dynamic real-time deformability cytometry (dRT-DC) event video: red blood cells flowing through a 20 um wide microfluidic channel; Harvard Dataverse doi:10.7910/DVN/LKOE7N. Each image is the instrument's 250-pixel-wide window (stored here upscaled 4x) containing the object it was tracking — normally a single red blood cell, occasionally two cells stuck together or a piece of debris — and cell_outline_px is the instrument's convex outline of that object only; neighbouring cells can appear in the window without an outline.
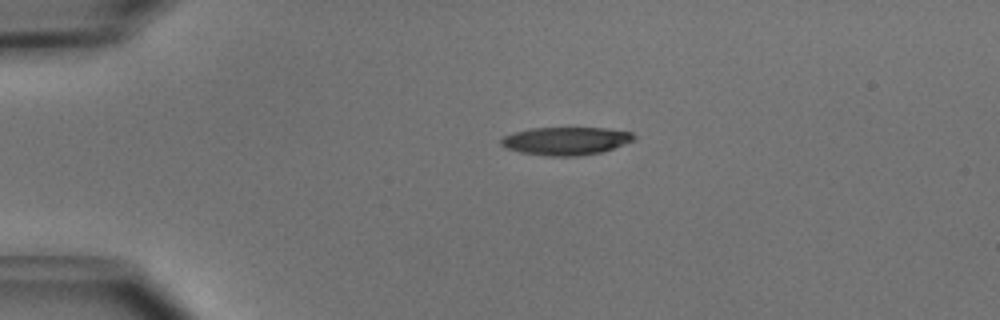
{"species": "common noctule bat (a hibernating species)", "species_latin": "Nyctalus noctula", "temperature_condition": "cold", "stored_images_in_passage": 40, "camera_frame_rate_fps": 3000, "um_per_image_px": 0.085, "animal": {"sex": "male", "body_mass_g": 15.6}, "frame": {"image": 1, "passage_image": 1, "time_ms": 0.0, "image_size_px": [1000, 320], "cell_outline_px": [[636, 136], [632, 140], [612, 148], [600, 152], [576, 156], [548, 156], [520, 152], [504, 148], [500, 144], [500, 140], [504, 136], [516, 132], [532, 128], [604, 128], [632, 132]], "centroid_in_image_um": [48.05, 11.98], "position_along_channel_um": 36.9, "area_um2": 21.39}}
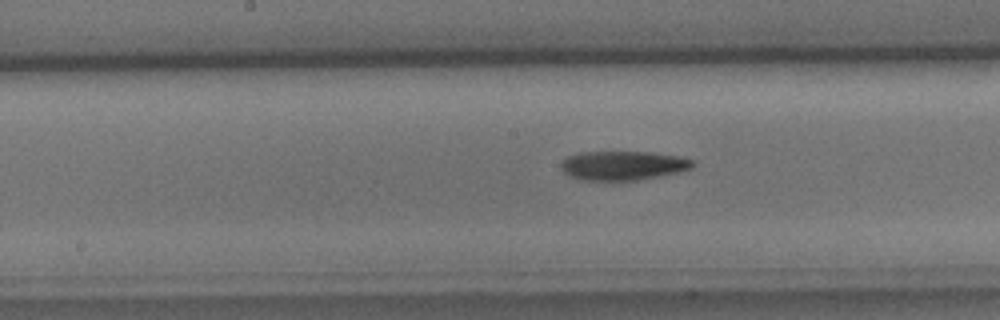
{"frame": {"image": 2, "passage_image": 16, "time_ms": 5.0, "image_size_px": [1000, 320], "cell_outline_px": [[696, 164], [692, 168], [676, 172], [636, 180], [580, 180], [564, 172], [560, 168], [560, 164], [568, 156], [580, 152], [652, 152], [676, 156], [692, 160]], "centroid_in_image_um": [52.92, 14.06], "position_along_channel_um": 195.3, "area_um2": 22.08}}
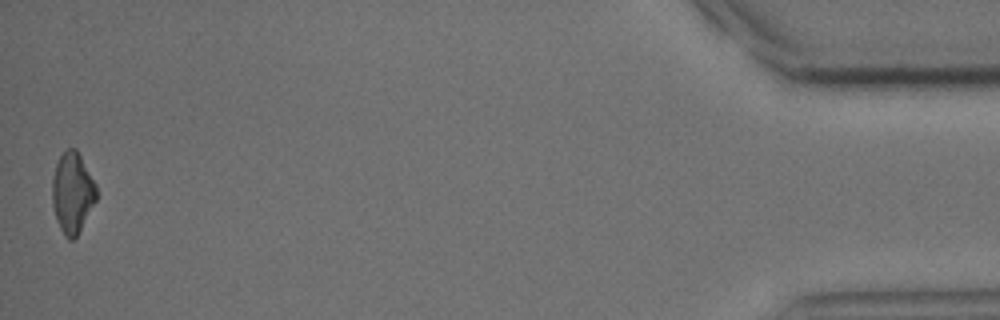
{"frame": {"image": 3, "passage_image": 40, "time_ms": 13.0, "image_size_px": [1000, 320], "cell_outline_px": [[96, 200], [76, 236], [72, 240], [68, 240], [64, 236], [56, 220], [52, 204], [52, 180], [56, 164], [60, 156], [68, 148], [76, 148], [96, 184]], "centroid_in_image_um": [6.14, 16.38], "position_along_channel_um": 429.1, "area_um2": 20.58}, "authors_computed_cell_mechanics": {"area_um2": 22.3108, "velocity_mm_per_s": 3.9855, "shape_relaxation_time_tau1_ms": 3.2465, "shape_relaxation_time_tau2_ms": null, "deformation_change_tau1": 0.1489, "deformation_change_tau2": null}}